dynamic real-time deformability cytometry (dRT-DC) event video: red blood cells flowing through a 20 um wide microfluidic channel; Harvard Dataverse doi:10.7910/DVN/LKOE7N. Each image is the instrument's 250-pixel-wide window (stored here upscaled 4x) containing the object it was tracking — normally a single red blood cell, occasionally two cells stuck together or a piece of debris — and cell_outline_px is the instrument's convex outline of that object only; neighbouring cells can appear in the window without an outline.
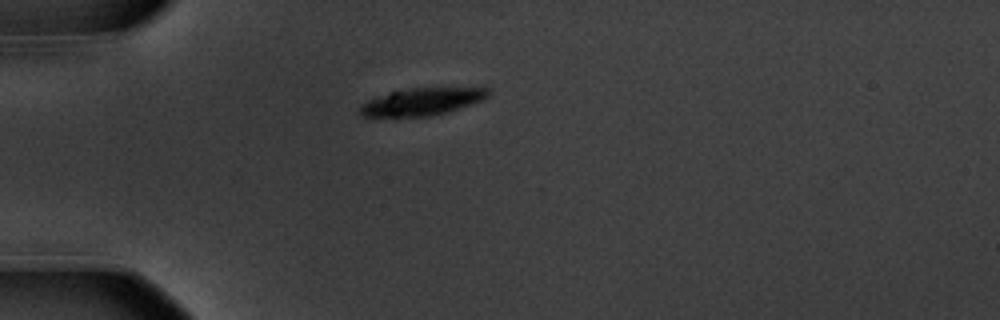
{"species": "common noctule bat (a hibernating species)", "species_latin": "Nyctalus noctula", "temperature_condition": "warm", "stored_images_in_passage": 37, "camera_frame_rate_fps": 3000, "um_per_image_px": 0.085, "animal": {"sex": "male", "body_mass_g": 20.1, "forearm_length_mm": 53.5}, "frame": {"image": 1, "passage_image": 1, "time_ms": 0.0, "image_size_px": [1000, 320], "cell_outline_px": [[488, 96], [480, 100], [432, 116], [396, 120], [392, 120], [364, 116], [356, 112], [360, 104], [376, 96], [396, 88], [488, 88]], "centroid_in_image_um": [35.61, 8.69], "position_along_channel_um": 49.4, "area_um2": 21.27}}
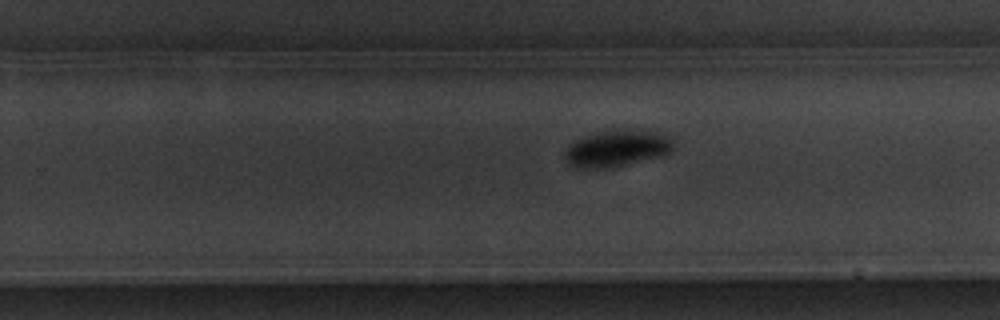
{"frame": {"image": 2, "passage_image": 22, "time_ms": 7.0, "image_size_px": [1000, 320], "cell_outline_px": [[676, 148], [672, 152], [664, 156], [612, 168], [576, 168], [568, 164], [564, 156], [564, 152], [568, 144], [584, 136], [596, 132], [656, 132], [672, 140]], "centroid_in_image_um": [52.41, 12.68], "position_along_channel_um": 277.4, "area_um2": 22.83}}
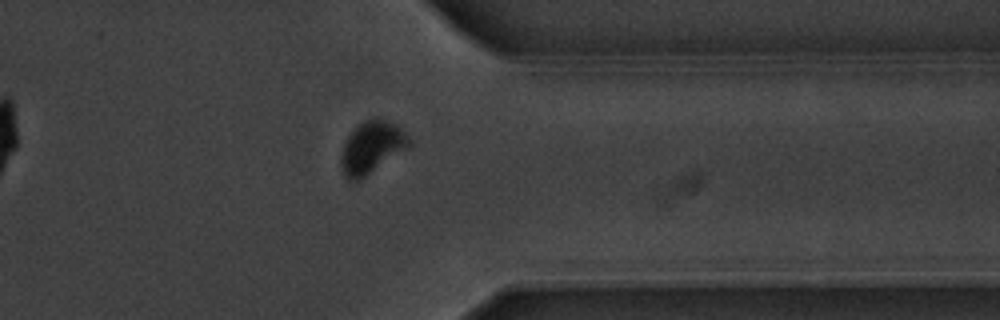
{"frame": {"image": 3, "passage_image": 31, "time_ms": 10.0, "image_size_px": [1000, 320], "cell_outline_px": [[412, 144], [408, 148], [360, 180], [348, 180], [344, 176], [340, 164], [340, 160], [344, 140], [356, 124], [364, 120], [384, 120], [396, 124], [408, 136]], "centroid_in_image_um": [31.56, 12.54], "position_along_channel_um": 379.8, "area_um2": 20.69}, "authors_computed_cell_mechanics": {"area_um2": 22.0218, "velocity_mm_per_s": 3.5377, "shape_relaxation_time_tau1_ms": 1.8609, "shape_relaxation_time_tau2_ms": null, "deformation_change_tau1": 0.1619, "deformation_change_tau2": null}}